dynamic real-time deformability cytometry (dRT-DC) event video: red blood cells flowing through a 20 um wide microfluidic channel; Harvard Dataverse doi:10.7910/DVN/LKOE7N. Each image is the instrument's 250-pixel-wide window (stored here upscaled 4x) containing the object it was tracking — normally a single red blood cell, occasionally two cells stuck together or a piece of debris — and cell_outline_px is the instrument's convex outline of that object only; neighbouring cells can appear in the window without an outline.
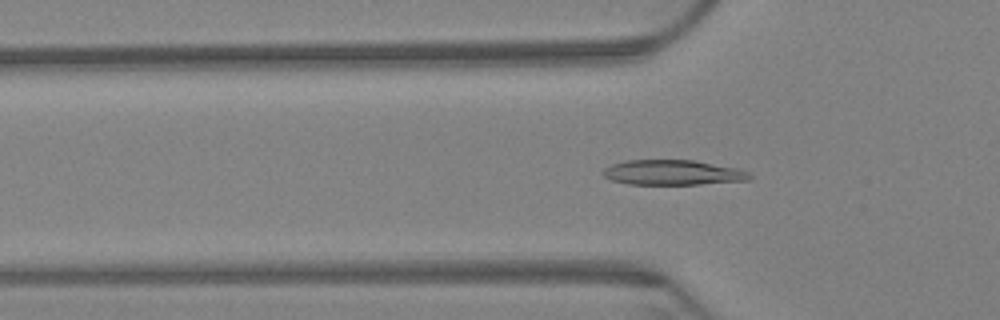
{"species": "Egyptian fruit bat (a non-hibernating species)", "species_latin": "Rousettus aegyptiacus", "temperature_condition": "warm", "stored_images_in_passage": 65, "camera_frame_rate_fps": 3000, "um_per_image_px": 0.085, "animal": {"sex": "female"}, "frame": {"image": 1, "passage_image": 21, "time_ms": 6.667, "image_size_px": [1000, 320], "cell_outline_px": [[752, 180], [700, 184], [628, 184], [612, 180], [604, 176], [600, 172], [604, 168], [612, 164], [628, 160], [692, 160], [736, 168], [748, 172], [752, 176]], "centroid_in_image_um": [57.17, 14.67], "position_along_channel_um": 68.6, "area_um2": 21.33}}
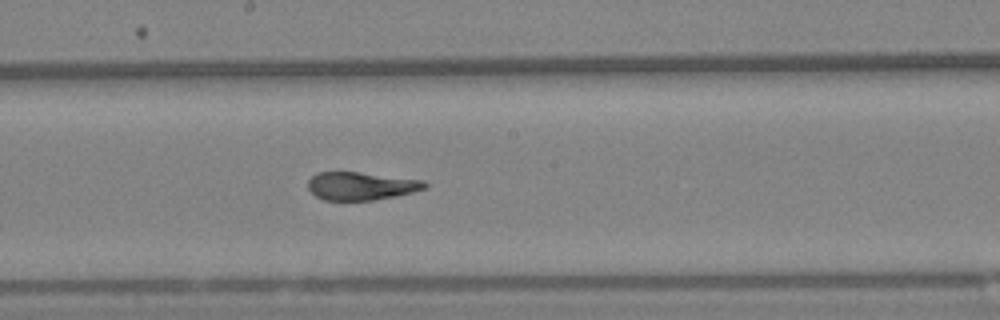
{"frame": {"image": 2, "passage_image": 35, "time_ms": 11.333, "image_size_px": [1000, 320], "cell_outline_px": [[428, 188], [396, 196], [376, 200], [324, 200], [316, 196], [308, 188], [308, 180], [316, 172], [360, 172], [424, 180], [428, 184]], "centroid_in_image_um": [30.71, 15.8], "position_along_channel_um": 217.5, "area_um2": 19.19}}
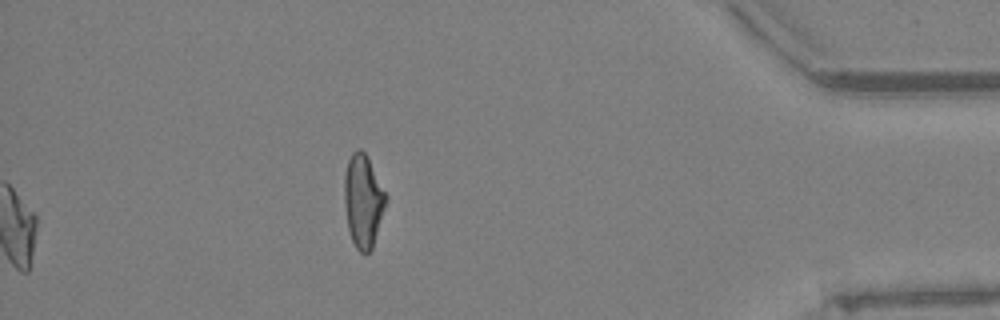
{"frame": {"image": 3, "passage_image": 65, "time_ms": 21.333, "image_size_px": [1000, 320], "cell_outline_px": [[388, 200], [372, 248], [368, 252], [360, 252], [356, 248], [352, 240], [348, 228], [344, 200], [344, 176], [348, 160], [352, 152], [356, 148], [360, 148], [364, 152], [388, 196]], "centroid_in_image_um": [30.87, 17.06], "position_along_channel_um": 404.3, "area_um2": 22.43}, "authors_computed_cell_mechanics": {"area_um2": 20.6924, "velocity_mm_per_s": 3.2032, "shape_relaxation_time_tau1_ms": 6.6108, "shape_relaxation_time_tau2_ms": 1.2445, "deformation_change_tau1": 0.2121, "deformation_change_tau2": 0.0782}}